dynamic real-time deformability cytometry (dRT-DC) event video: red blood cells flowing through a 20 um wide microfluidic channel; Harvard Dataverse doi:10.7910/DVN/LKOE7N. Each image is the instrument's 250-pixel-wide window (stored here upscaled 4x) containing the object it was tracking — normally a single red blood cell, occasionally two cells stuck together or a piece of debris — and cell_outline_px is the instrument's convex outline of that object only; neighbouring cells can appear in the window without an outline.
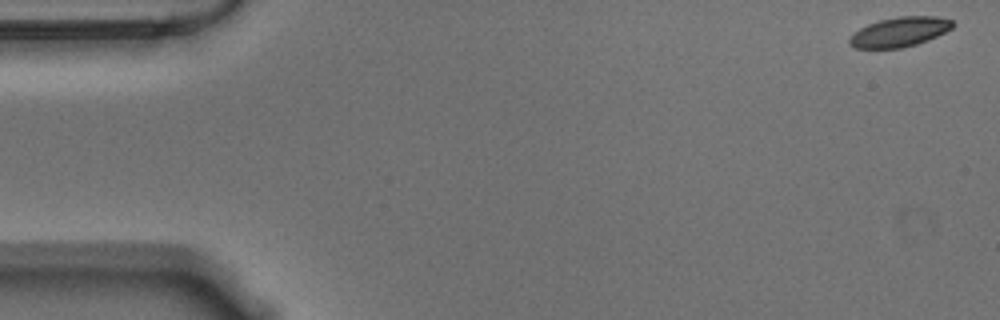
{"species": "Egyptian fruit bat (a non-hibernating species)", "species_latin": "Rousettus aegyptiacus", "temperature_condition": "warm", "stored_images_in_passage": 56, "camera_frame_rate_fps": 3000, "um_per_image_px": 0.085, "animal": {"sex": "male"}, "frame": {"image": 1, "passage_image": 1, "time_ms": 0.0, "image_size_px": [1000, 320], "cell_outline_px": [[956, 24], [952, 28], [928, 40], [916, 44], [900, 48], [856, 48], [848, 44], [848, 40], [860, 28], [868, 24], [880, 20], [900, 16], [936, 16], [952, 20]], "centroid_in_image_um": [76.49, 2.71], "position_along_channel_um": 8.5, "area_um2": 17.69}}
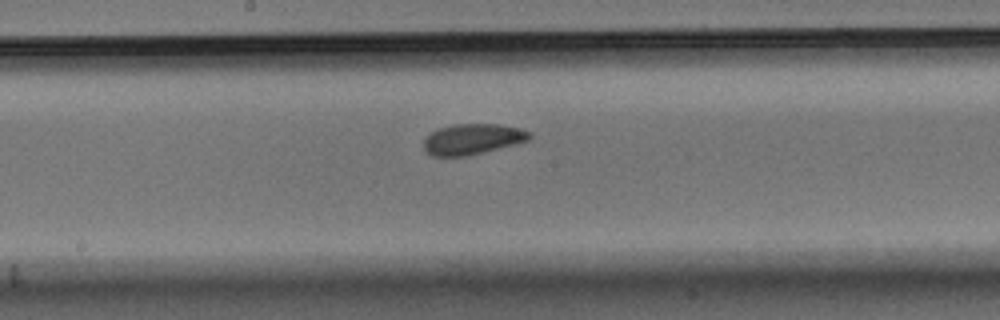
{"frame": {"image": 2, "passage_image": 29, "time_ms": 9.333, "image_size_px": [1000, 320], "cell_outline_px": [[532, 136], [528, 140], [516, 144], [464, 156], [432, 156], [424, 152], [424, 140], [432, 132], [440, 128], [452, 124], [496, 124], [520, 128], [532, 132]], "centroid_in_image_um": [40.16, 11.82], "position_along_channel_um": 208.0, "area_um2": 18.79}}
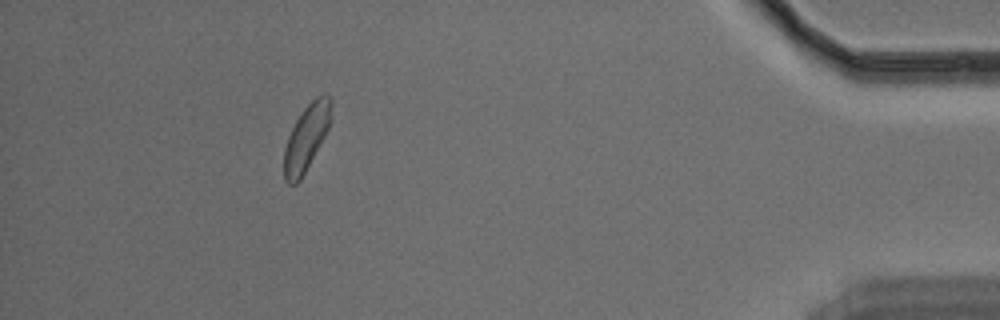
{"frame": {"image": 3, "passage_image": 51, "time_ms": 16.667, "image_size_px": [1000, 320], "cell_outline_px": [[332, 104], [328, 128], [324, 136], [300, 180], [296, 184], [288, 184], [284, 180], [284, 148], [288, 136], [296, 120], [304, 108], [316, 96], [324, 92], [332, 100]], "centroid_in_image_um": [26.03, 11.68], "position_along_channel_um": 409.2, "area_um2": 17.8}, "authors_computed_cell_mechanics": {"area_um2": 18.4093, "velocity_mm_per_s": 3.5335, "shape_relaxation_time_tau1_ms": 4.8577, "shape_relaxation_time_tau2_ms": 2.1072, "deformation_change_tau1": 0.1257, "deformation_change_tau2": 0.0643}}